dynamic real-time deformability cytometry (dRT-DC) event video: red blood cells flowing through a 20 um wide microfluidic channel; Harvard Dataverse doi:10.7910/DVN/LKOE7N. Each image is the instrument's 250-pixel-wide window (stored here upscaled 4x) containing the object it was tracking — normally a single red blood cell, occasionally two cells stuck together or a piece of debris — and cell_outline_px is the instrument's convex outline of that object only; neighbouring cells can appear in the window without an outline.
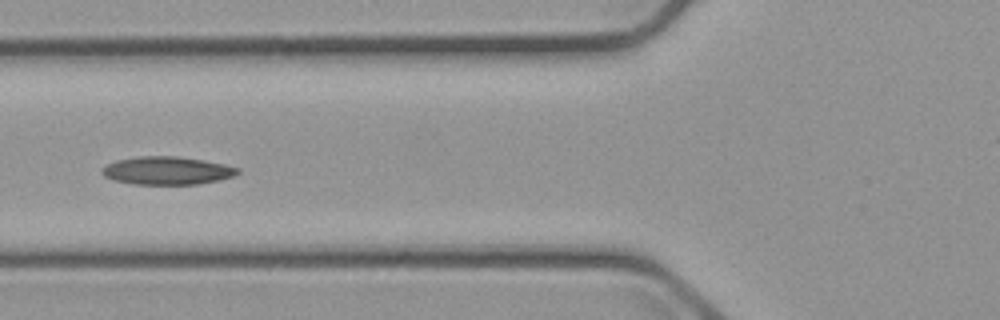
{"species": "common noctule bat (a hibernating species)", "species_latin": "Nyctalus noctula", "temperature_condition": "cold", "stored_images_in_passage": 9, "camera_frame_rate_fps": 3000, "um_per_image_px": 0.085, "animal": {"sex": "male", "body_mass_g": 23.1, "forearm_length_mm": 52.7}, "frame": {"image": 1, "passage_image": 4, "time_ms": 4.333, "image_size_px": [1000, 320], "cell_outline_px": [[240, 172], [232, 176], [220, 180], [200, 184], [132, 184], [116, 180], [104, 176], [100, 172], [108, 164], [116, 160], [140, 156], [176, 156], [204, 160], [224, 164], [240, 168]], "centroid_in_image_um": [14.23, 14.5], "position_along_channel_um": 111.6, "area_um2": 22.08}}
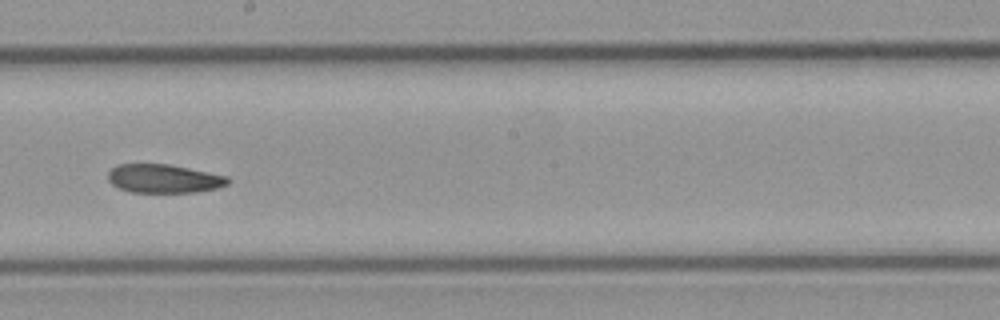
{"frame": {"image": 2, "passage_image": 7, "time_ms": 7.667, "image_size_px": [1000, 320], "cell_outline_px": [[232, 180], [228, 184], [216, 188], [196, 192], [128, 192], [112, 184], [108, 180], [108, 172], [116, 164], [168, 164], [228, 176]], "centroid_in_image_um": [13.92, 15.18], "position_along_channel_um": 234.3, "area_um2": 20.0}}
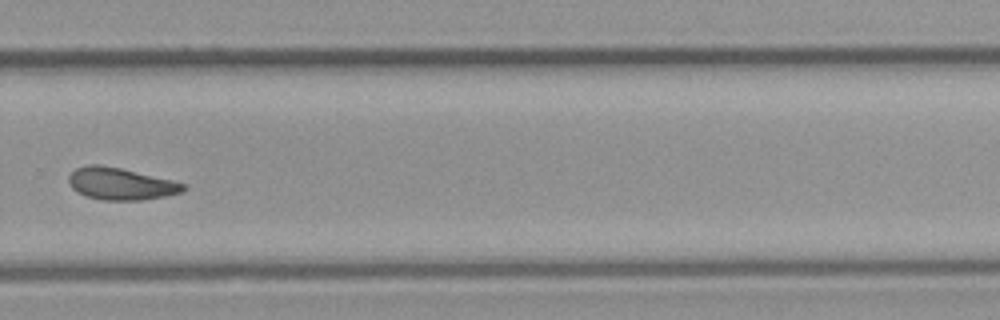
{"frame": {"image": 3, "passage_image": 9, "time_ms": 10.0, "image_size_px": [1000, 320], "cell_outline_px": [[188, 188], [180, 192], [164, 196], [140, 200], [100, 200], [84, 196], [76, 192], [72, 188], [68, 180], [68, 176], [76, 168], [88, 164], [100, 164], [120, 168], [172, 180], [184, 184]], "centroid_in_image_um": [10.21, 15.62], "position_along_channel_um": 319.6, "area_um2": 21.39}}